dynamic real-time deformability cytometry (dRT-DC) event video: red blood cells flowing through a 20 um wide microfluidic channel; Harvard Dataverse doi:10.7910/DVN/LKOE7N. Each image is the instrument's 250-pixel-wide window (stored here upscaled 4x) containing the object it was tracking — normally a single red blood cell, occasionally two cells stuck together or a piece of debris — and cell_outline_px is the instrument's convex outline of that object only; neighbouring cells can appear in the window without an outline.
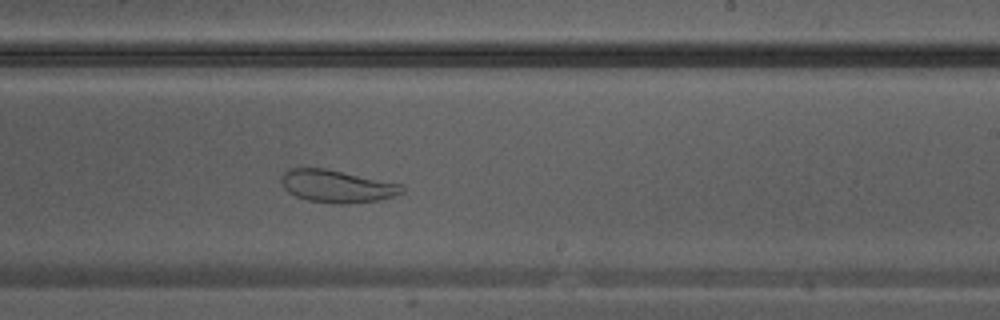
{"species": "Egyptian fruit bat (a non-hibernating species)", "species_latin": "Rousettus aegyptiacus", "temperature_condition": "warm", "stored_images_in_passage": 17, "camera_frame_rate_fps": 3000, "um_per_image_px": 0.085, "animal": {"sex": "male"}, "frame": {"image": 1, "passage_image": 15, "time_ms": 4.667, "image_size_px": [1000, 320], "cell_outline_px": [[404, 192], [380, 200], [348, 204], [340, 204], [308, 200], [296, 196], [288, 192], [284, 188], [280, 180], [284, 172], [288, 168], [324, 168], [400, 184], [404, 188]], "centroid_in_image_um": [28.61, 15.83], "position_along_channel_um": 260.4, "area_um2": 22.66}}